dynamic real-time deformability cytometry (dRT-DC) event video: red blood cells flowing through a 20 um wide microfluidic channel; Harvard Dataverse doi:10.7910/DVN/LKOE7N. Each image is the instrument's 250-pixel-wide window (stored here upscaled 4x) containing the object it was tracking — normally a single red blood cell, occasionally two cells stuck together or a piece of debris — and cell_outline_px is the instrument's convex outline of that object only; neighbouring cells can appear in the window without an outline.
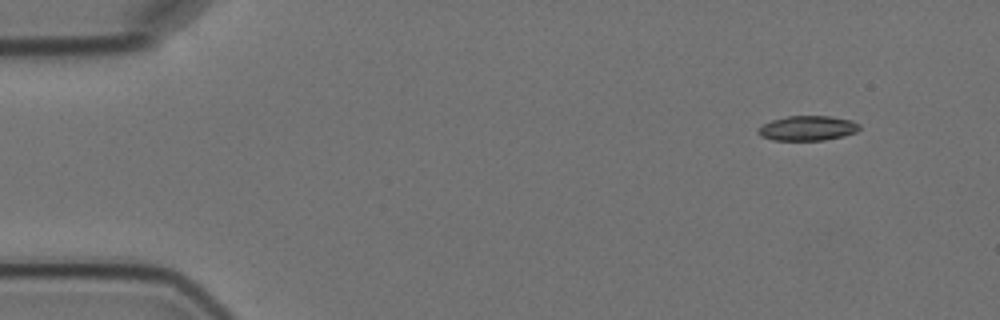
{"species": "Egyptian fruit bat (a non-hibernating species)", "species_latin": "Rousettus aegyptiacus", "temperature_condition": "cold", "stored_images_in_passage": 4, "camera_frame_rate_fps": 3000, "um_per_image_px": 0.085, "animal": {"sex": "female"}, "frame": {"image": 1, "passage_image": 1, "time_ms": 0.0, "image_size_px": [1000, 320], "cell_outline_px": [[860, 128], [856, 132], [844, 136], [824, 140], [772, 140], [760, 136], [756, 132], [756, 128], [772, 120], [788, 116], [832, 116], [852, 120], [860, 124]], "centroid_in_image_um": [68.64, 10.9], "position_along_channel_um": 16.4, "area_um2": 14.8}}
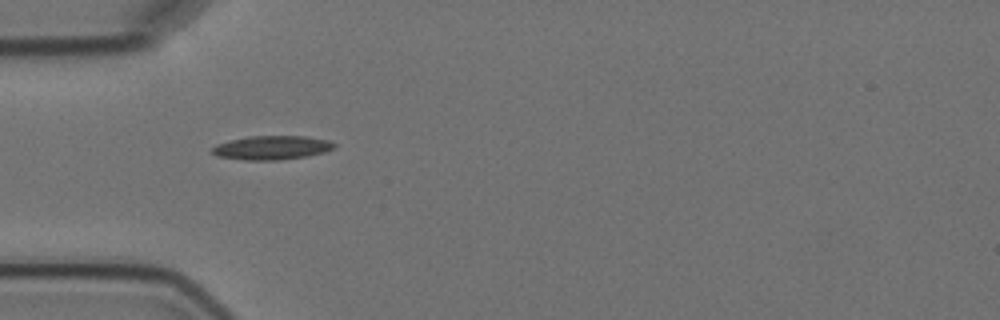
{"frame": {"image": 2, "passage_image": 4, "time_ms": 4.0, "image_size_px": [1000, 320], "cell_outline_px": [[336, 148], [324, 152], [304, 156], [276, 160], [244, 160], [216, 156], [212, 152], [212, 148], [216, 144], [248, 136], [304, 136], [328, 140], [336, 144]], "centroid_in_image_um": [23.1, 12.55], "position_along_channel_um": 61.9, "area_um2": 16.88}}